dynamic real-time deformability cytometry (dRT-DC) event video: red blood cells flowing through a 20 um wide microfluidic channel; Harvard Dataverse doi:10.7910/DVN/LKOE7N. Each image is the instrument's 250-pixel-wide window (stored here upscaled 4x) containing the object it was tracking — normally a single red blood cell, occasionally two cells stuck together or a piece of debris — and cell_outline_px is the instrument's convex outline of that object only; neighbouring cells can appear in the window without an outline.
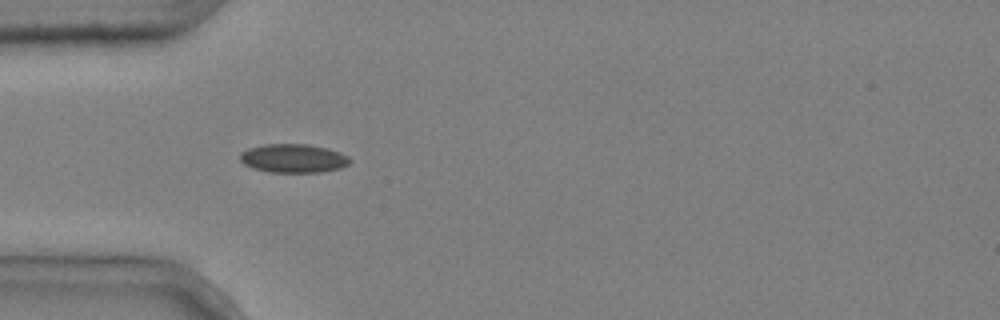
{"species": "common noctule bat (a hibernating species)", "species_latin": "Nyctalus noctula", "temperature_condition": "cold", "stored_images_in_passage": 7, "camera_frame_rate_fps": 3000, "um_per_image_px": 0.085, "animal": {"sex": "male", "body_mass_g": 20.4}, "frame": {"image": 1, "passage_image": 6, "time_ms": 1.667, "image_size_px": [1000, 320], "cell_outline_px": [[352, 160], [348, 164], [340, 168], [320, 172], [268, 172], [252, 168], [244, 164], [240, 160], [240, 152], [248, 148], [264, 144], [308, 144], [328, 148], [340, 152], [348, 156]], "centroid_in_image_um": [24.93, 13.45], "position_along_channel_um": 60.1, "area_um2": 18.5}}